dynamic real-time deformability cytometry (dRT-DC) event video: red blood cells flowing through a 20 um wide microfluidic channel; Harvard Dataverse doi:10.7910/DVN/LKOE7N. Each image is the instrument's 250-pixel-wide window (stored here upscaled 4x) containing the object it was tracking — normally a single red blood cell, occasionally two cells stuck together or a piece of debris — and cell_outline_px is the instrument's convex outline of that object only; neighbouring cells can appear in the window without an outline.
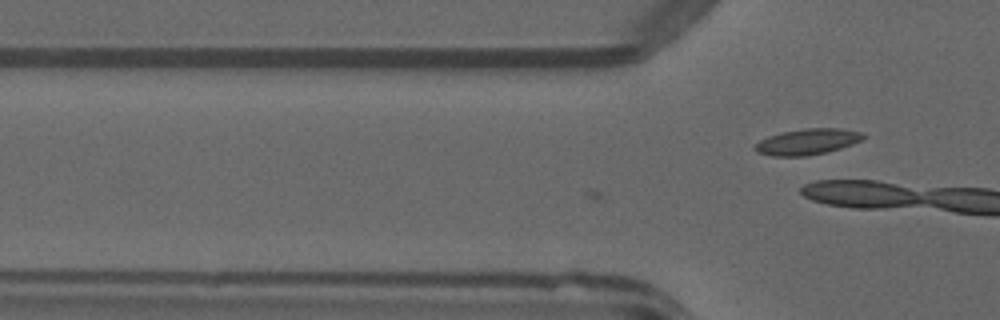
{"species": "common noctule bat (a hibernating species)", "species_latin": "Nyctalus noctula", "temperature_condition": "warm", "stored_images_in_passage": 10, "camera_frame_rate_fps": 3000, "um_per_image_px": 0.085, "animal": {"sex": "male", "forearm_length_mm": 52.5}, "frame": {"image": 1, "passage_image": 10, "time_ms": 3.0, "image_size_px": [1000, 320], "cell_outline_px": [[864, 140], [828, 152], [808, 156], [772, 156], [756, 152], [752, 148], [760, 140], [768, 136], [784, 132], [804, 128], [840, 128], [860, 132], [864, 136]], "centroid_in_image_um": [68.61, 12.05], "position_along_channel_um": 57.2, "area_um2": 16.42}}